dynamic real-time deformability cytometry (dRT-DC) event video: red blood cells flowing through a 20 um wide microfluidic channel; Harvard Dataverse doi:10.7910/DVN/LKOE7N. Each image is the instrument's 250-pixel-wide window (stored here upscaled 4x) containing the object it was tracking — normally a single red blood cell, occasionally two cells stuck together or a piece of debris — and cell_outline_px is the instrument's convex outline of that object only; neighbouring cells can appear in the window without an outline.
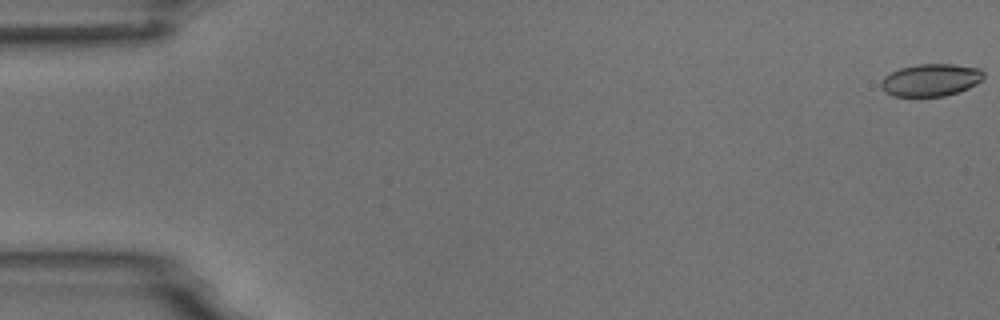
{"species": "common noctule bat (a hibernating species)", "species_latin": "Nyctalus noctula", "temperature_condition": "room temperature", "stored_images_in_passage": 55, "camera_frame_rate_fps": 3000, "um_per_image_px": 0.085, "animal": {"sex": "male", "body_mass_g": 18.8}, "frame": {"image": 1, "passage_image": 1, "time_ms": 0.0, "image_size_px": [1000, 320], "cell_outline_px": [[984, 80], [968, 88], [944, 96], [892, 96], [884, 92], [880, 84], [880, 80], [884, 76], [900, 68], [916, 64], [952, 64], [980, 68], [984, 72]], "centroid_in_image_um": [79.11, 6.79], "position_along_channel_um": 5.9, "area_um2": 19.48}}
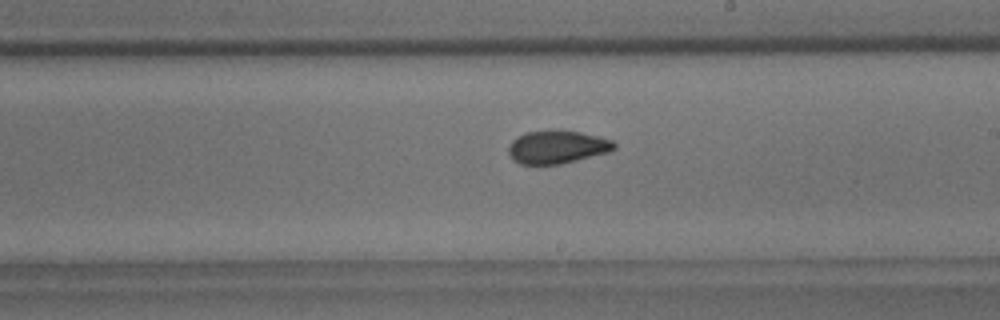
{"frame": {"image": 2, "passage_image": 32, "time_ms": 10.333, "image_size_px": [1000, 320], "cell_outline_px": [[616, 148], [608, 152], [560, 164], [520, 164], [512, 160], [508, 152], [508, 144], [516, 136], [524, 132], [560, 128], [580, 132], [612, 140], [616, 144]], "centroid_in_image_um": [47.3, 12.47], "position_along_channel_um": 241.7, "area_um2": 20.75}}
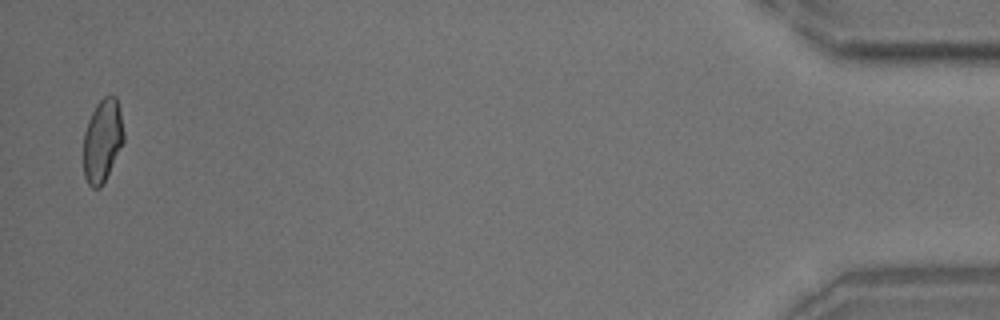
{"frame": {"image": 3, "passage_image": 54, "time_ms": 17.667, "image_size_px": [1000, 320], "cell_outline_px": [[124, 140], [100, 188], [92, 188], [88, 184], [84, 176], [84, 132], [88, 120], [96, 104], [104, 96], [116, 96], [120, 112], [124, 132]], "centroid_in_image_um": [8.69, 11.93], "position_along_channel_um": 426.5, "area_um2": 19.13}, "authors_computed_cell_mechanics": {"area_um2": 20.23, "velocity_mm_per_s": 3.7202, "shape_relaxation_time_tau1_ms": 5.1985, "shape_relaxation_time_tau2_ms": 1.3195, "deformation_change_tau1": 0.1286, "deformation_change_tau2": 0.0573}}